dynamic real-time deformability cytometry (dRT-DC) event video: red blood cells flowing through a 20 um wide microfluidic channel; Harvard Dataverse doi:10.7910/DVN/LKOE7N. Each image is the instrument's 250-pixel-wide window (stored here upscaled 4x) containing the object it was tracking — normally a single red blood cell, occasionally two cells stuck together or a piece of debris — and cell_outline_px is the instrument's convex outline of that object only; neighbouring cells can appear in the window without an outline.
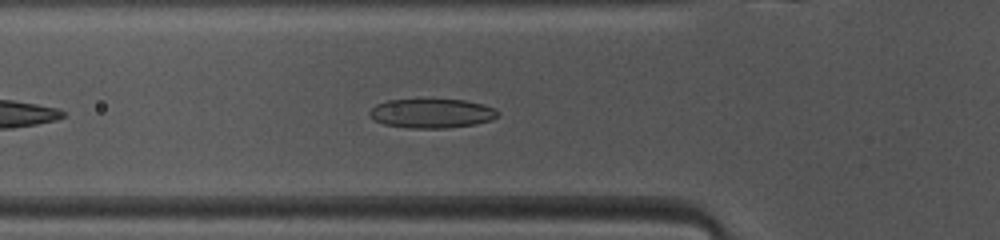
{"species": "common noctule bat (a hibernating species)", "species_latin": "Nyctalus noctula", "temperature_condition": "warm", "stored_images_in_passage": 11, "camera_frame_rate_fps": 3000, "um_per_image_px": 0.085, "animal": {"sex": "female", "body_mass_g": 10.0, "forearm_length_mm": 53.1}, "frame": {"image": 1, "passage_image": 8, "time_ms": 2.333, "image_size_px": [1000, 240], "cell_outline_px": [[500, 116], [492, 120], [476, 124], [448, 128], [408, 128], [384, 124], [368, 116], [368, 112], [376, 104], [388, 100], [464, 100], [484, 104], [496, 108], [500, 112]], "centroid_in_image_um": [36.75, 9.64], "position_along_channel_um": 89.1, "area_um2": 22.02}}